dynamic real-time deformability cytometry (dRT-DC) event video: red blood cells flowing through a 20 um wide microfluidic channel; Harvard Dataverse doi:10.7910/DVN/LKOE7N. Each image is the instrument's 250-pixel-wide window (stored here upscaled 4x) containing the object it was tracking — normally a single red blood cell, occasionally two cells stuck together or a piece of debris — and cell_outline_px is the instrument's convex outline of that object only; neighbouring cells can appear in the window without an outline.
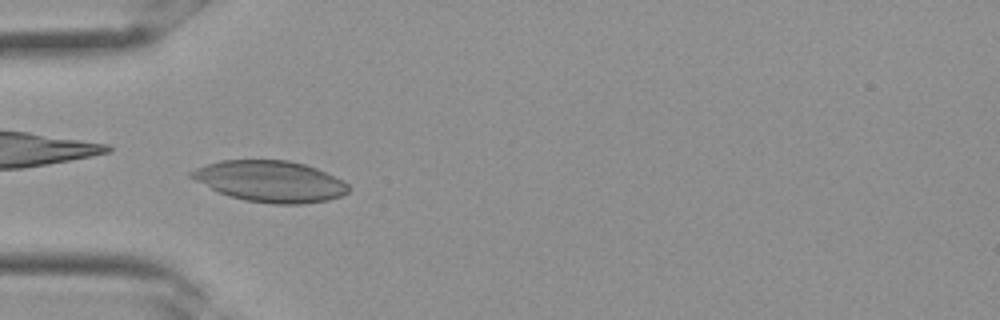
{"species": "Egyptian fruit bat (a non-hibernating species)", "species_latin": "Rousettus aegyptiacus", "temperature_condition": "room temperature", "stored_images_in_passage": 29, "camera_frame_rate_fps": 3000, "um_per_image_px": 0.085, "frame": {"image": 1, "passage_image": 7, "time_ms": 2.0, "image_size_px": [1000, 320], "cell_outline_px": [[352, 188], [348, 192], [340, 196], [328, 200], [304, 204], [272, 204], [244, 200], [228, 196], [188, 176], [188, 172], [196, 168], [220, 160], [288, 160], [304, 164], [316, 168], [344, 180]], "centroid_in_image_um": [23.01, 15.42], "position_along_channel_um": 62.0, "area_um2": 37.74}}
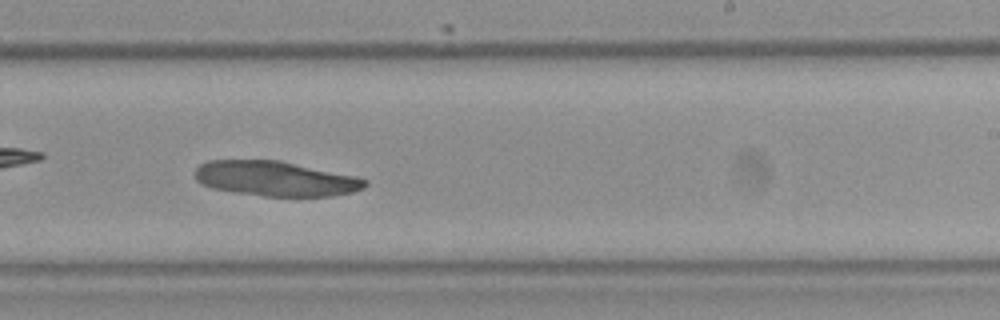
{"frame": {"image": 2, "passage_image": 17, "time_ms": 5.333, "image_size_px": [1000, 320], "cell_outline_px": [[368, 184], [364, 188], [352, 192], [332, 196], [264, 196], [212, 188], [200, 184], [196, 180], [196, 168], [200, 164], [208, 160], [280, 160], [356, 176], [368, 180]], "centroid_in_image_um": [23.43, 15.18], "position_along_channel_um": 265.6, "area_um2": 34.62}}
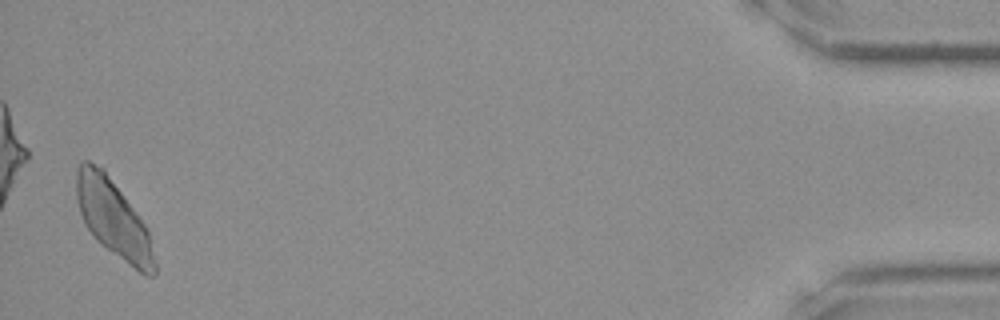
{"frame": {"image": 3, "passage_image": 29, "time_ms": 9.333, "image_size_px": [1000, 320], "cell_outline_px": [[156, 272], [152, 276], [144, 276], [100, 244], [96, 240], [84, 224], [80, 212], [76, 196], [76, 172], [80, 160], [88, 160], [104, 168], [144, 224], [148, 232], [156, 264]], "centroid_in_image_um": [9.6, 18.57], "position_along_channel_um": 425.6, "area_um2": 35.26}}